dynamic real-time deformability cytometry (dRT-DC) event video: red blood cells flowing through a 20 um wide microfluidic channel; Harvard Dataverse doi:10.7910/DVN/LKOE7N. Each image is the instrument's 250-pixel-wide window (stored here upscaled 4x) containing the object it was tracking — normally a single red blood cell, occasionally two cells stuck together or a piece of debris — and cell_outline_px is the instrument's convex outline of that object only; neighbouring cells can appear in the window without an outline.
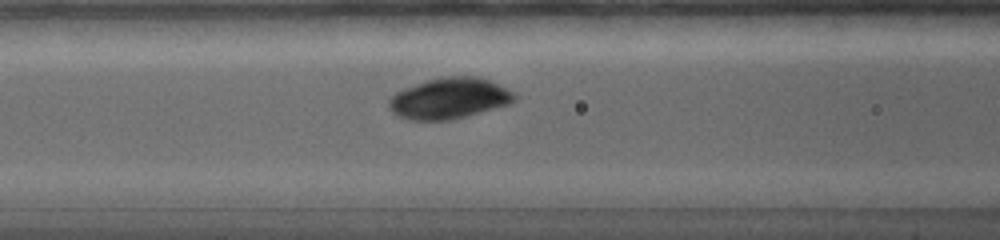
{"species": "common noctule bat (a hibernating species)", "species_latin": "Nyctalus noctula", "temperature_condition": "warm", "stored_images_in_passage": 30, "camera_frame_rate_fps": 5000, "um_per_image_px": 0.085, "animal": {"sex": "female", "body_mass_g": 19.0, "forearm_length_mm": 56.7}, "frame": {"image": 1, "passage_image": 9, "time_ms": 3.0, "image_size_px": [1000, 240], "cell_outline_px": [[516, 100], [508, 104], [464, 116], [448, 120], [408, 120], [392, 112], [388, 108], [388, 100], [396, 92], [404, 88], [440, 76], [476, 76], [500, 84], [516, 92]], "centroid_in_image_um": [38.19, 8.34], "position_along_channel_um": 128.4, "area_um2": 29.88}}
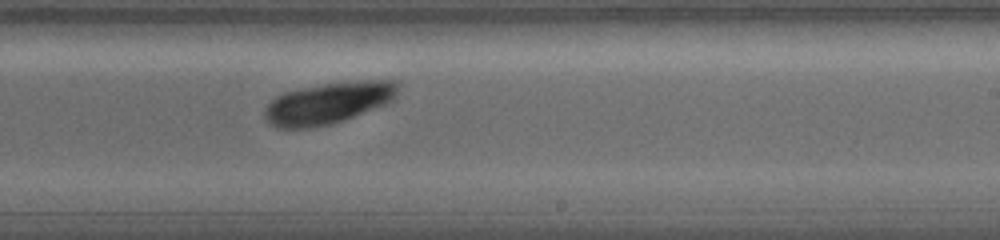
{"frame": {"image": 2, "passage_image": 18, "time_ms": 6.6, "image_size_px": [1000, 240], "cell_outline_px": [[400, 84], [392, 100], [384, 104], [344, 120], [332, 124], [312, 128], [276, 128], [264, 120], [264, 108], [276, 96], [284, 92], [300, 88], [324, 84], [364, 80], [400, 80]], "centroid_in_image_um": [27.87, 8.76], "position_along_channel_um": 261.1, "area_um2": 32.31}}
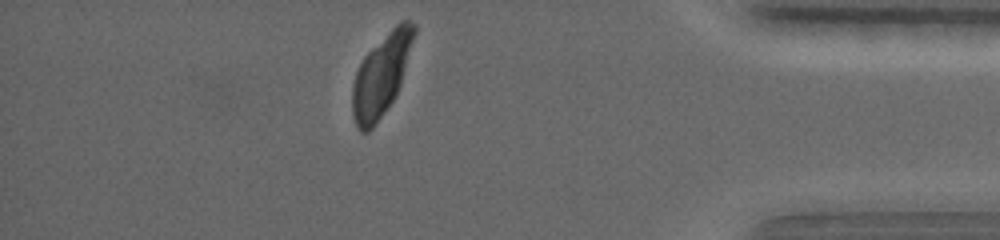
{"frame": {"image": 3, "passage_image": 30, "time_ms": 11.4, "image_size_px": [1000, 240], "cell_outline_px": [[416, 32], [400, 84], [396, 96], [372, 128], [368, 132], [360, 132], [356, 128], [352, 112], [352, 88], [356, 72], [364, 56], [400, 20], [408, 20], [416, 24]], "centroid_in_image_um": [32.4, 6.39], "position_along_channel_um": 402.8, "area_um2": 29.02}}